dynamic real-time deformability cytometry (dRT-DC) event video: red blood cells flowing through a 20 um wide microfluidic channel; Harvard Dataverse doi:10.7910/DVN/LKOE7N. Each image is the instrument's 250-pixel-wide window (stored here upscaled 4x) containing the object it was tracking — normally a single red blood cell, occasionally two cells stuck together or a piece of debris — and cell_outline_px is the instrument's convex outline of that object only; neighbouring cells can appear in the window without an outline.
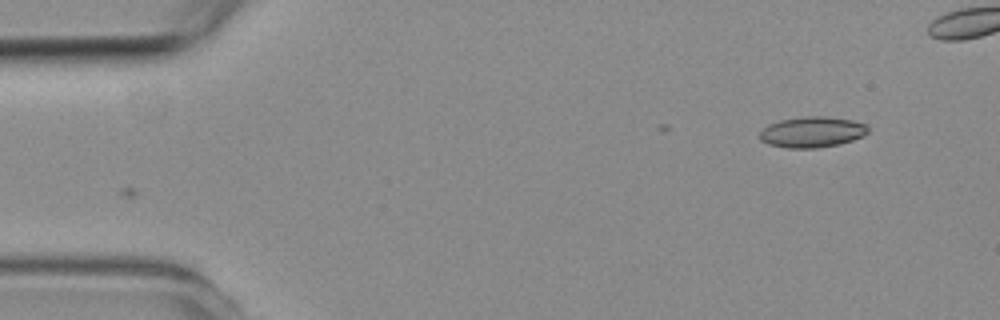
{"species": "common noctule bat (a hibernating species)", "species_latin": "Nyctalus noctula", "temperature_condition": "room temperature", "stored_images_in_passage": 8, "camera_frame_rate_fps": 3000, "um_per_image_px": 0.085, "animal": {"sex": "female", "body_mass_g": 19.3, "forearm_length_mm": 54.1}, "frame": {"image": 1, "passage_image": 1, "time_ms": 0.0, "image_size_px": [1000, 320], "cell_outline_px": [[868, 132], [864, 136], [840, 144], [816, 148], [788, 148], [768, 144], [760, 140], [760, 132], [768, 124], [780, 120], [804, 116], [824, 116], [852, 120], [864, 124], [868, 128]], "centroid_in_image_um": [69.02, 11.22], "position_along_channel_um": 16.0, "area_um2": 19.42}}
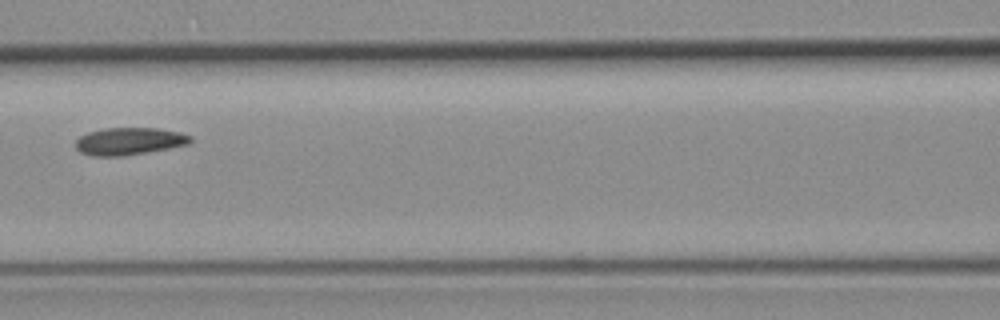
{"frame": {"image": 2, "passage_image": 7, "time_ms": 8.333, "image_size_px": [1000, 320], "cell_outline_px": [[192, 140], [188, 144], [168, 148], [124, 156], [92, 156], [80, 152], [76, 148], [76, 140], [80, 136], [88, 132], [104, 128], [156, 128], [180, 132], [192, 136]], "centroid_in_image_um": [10.97, 12.0], "position_along_channel_um": 155.6, "area_um2": 18.26}}
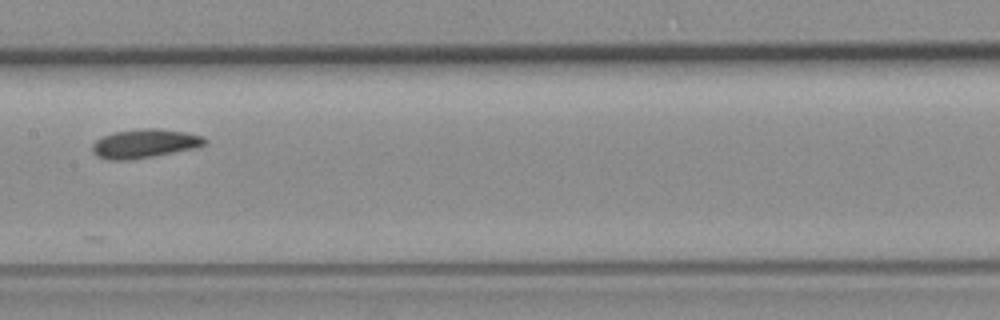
{"frame": {"image": 3, "passage_image": 8, "time_ms": 9.333, "image_size_px": [1000, 320], "cell_outline_px": [[208, 144], [196, 148], [152, 156], [128, 160], [108, 160], [96, 156], [92, 152], [92, 144], [96, 140], [104, 136], [116, 132], [148, 128], [152, 128], [184, 132], [204, 136], [208, 140]], "centroid_in_image_um": [12.32, 12.21], "position_along_channel_um": 195.1, "area_um2": 18.79}}